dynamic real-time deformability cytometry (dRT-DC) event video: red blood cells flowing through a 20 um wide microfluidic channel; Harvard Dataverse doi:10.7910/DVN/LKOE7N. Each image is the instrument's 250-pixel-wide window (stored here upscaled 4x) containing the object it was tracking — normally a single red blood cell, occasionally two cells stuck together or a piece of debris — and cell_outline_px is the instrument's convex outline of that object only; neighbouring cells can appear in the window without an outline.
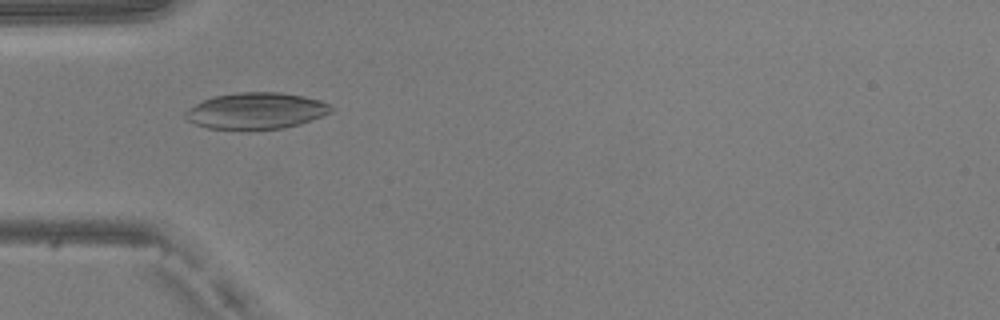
{"species": "common noctule bat (a hibernating species)", "species_latin": "Nyctalus noctula", "temperature_condition": "warm", "stored_images_in_passage": 50, "camera_frame_rate_fps": 3000, "um_per_image_px": 0.085, "animal": {"sex": "male", "body_mass_g": 20.5, "forearm_length_mm": 52.5}, "frame": {"image": 1, "passage_image": 16, "time_ms": 5.0, "image_size_px": [1000, 320], "cell_outline_px": [[336, 108], [332, 112], [312, 120], [300, 124], [284, 128], [208, 128], [196, 124], [188, 120], [184, 116], [184, 112], [196, 104], [204, 100], [216, 96], [236, 92], [280, 92], [304, 96], [320, 100], [332, 104]], "centroid_in_image_um": [21.85, 9.4], "position_along_channel_um": 63.2, "area_um2": 30.63}}
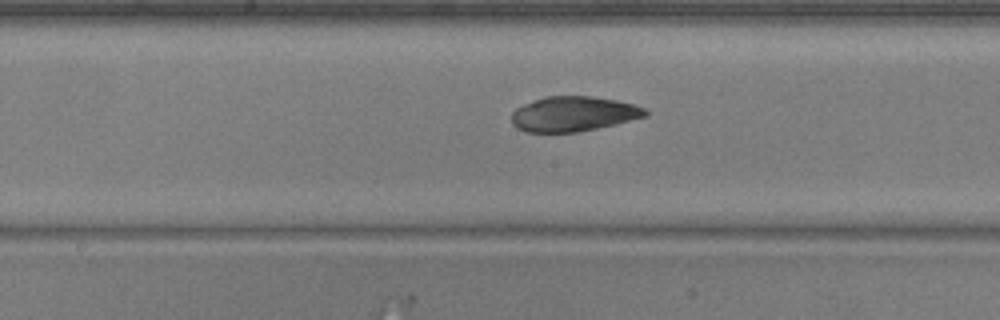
{"frame": {"image": 2, "passage_image": 26, "time_ms": 8.333, "image_size_px": [1000, 320], "cell_outline_px": [[648, 116], [616, 124], [580, 132], [524, 132], [516, 128], [512, 124], [512, 112], [516, 108], [524, 104], [544, 96], [592, 96], [616, 100], [632, 104], [644, 108], [648, 112]], "centroid_in_image_um": [48.73, 9.69], "position_along_channel_um": 199.5, "area_um2": 27.4}}
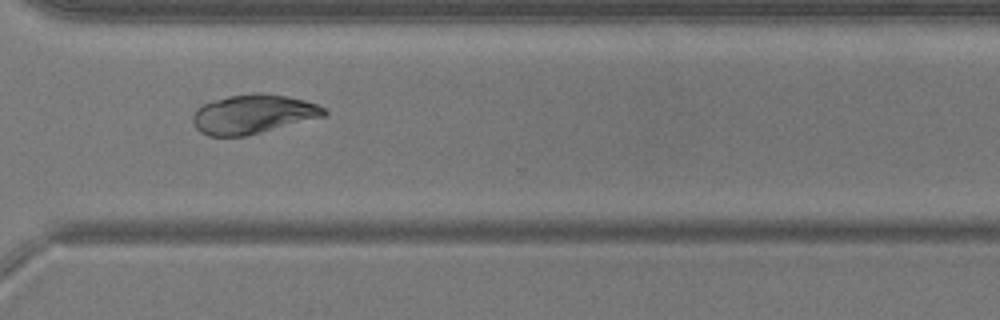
{"frame": {"image": 3, "passage_image": 37, "time_ms": 12.0, "image_size_px": [1000, 320], "cell_outline_px": [[328, 112], [324, 116], [244, 136], [208, 136], [200, 132], [196, 128], [192, 120], [192, 116], [204, 104], [228, 96], [252, 92], [260, 92], [288, 96], [304, 100], [328, 108]], "centroid_in_image_um": [21.53, 9.69], "position_along_channel_um": 349.1, "area_um2": 29.71}}